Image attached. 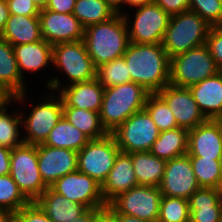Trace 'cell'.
<instances>
[{
    "mask_svg": "<svg viewBox=\"0 0 222 222\" xmlns=\"http://www.w3.org/2000/svg\"><path fill=\"white\" fill-rule=\"evenodd\" d=\"M122 57L131 81L149 93H158L169 84L170 58L162 44L130 42Z\"/></svg>",
    "mask_w": 222,
    "mask_h": 222,
    "instance_id": "1",
    "label": "cell"
},
{
    "mask_svg": "<svg viewBox=\"0 0 222 222\" xmlns=\"http://www.w3.org/2000/svg\"><path fill=\"white\" fill-rule=\"evenodd\" d=\"M127 23L126 15L118 13L84 29L83 42L96 68L123 56L130 43Z\"/></svg>",
    "mask_w": 222,
    "mask_h": 222,
    "instance_id": "2",
    "label": "cell"
},
{
    "mask_svg": "<svg viewBox=\"0 0 222 222\" xmlns=\"http://www.w3.org/2000/svg\"><path fill=\"white\" fill-rule=\"evenodd\" d=\"M150 94L132 81L105 88L99 112L102 126L108 133L113 132L132 114L144 109Z\"/></svg>",
    "mask_w": 222,
    "mask_h": 222,
    "instance_id": "3",
    "label": "cell"
},
{
    "mask_svg": "<svg viewBox=\"0 0 222 222\" xmlns=\"http://www.w3.org/2000/svg\"><path fill=\"white\" fill-rule=\"evenodd\" d=\"M211 25L192 11L171 15L162 46L169 58L206 44Z\"/></svg>",
    "mask_w": 222,
    "mask_h": 222,
    "instance_id": "4",
    "label": "cell"
},
{
    "mask_svg": "<svg viewBox=\"0 0 222 222\" xmlns=\"http://www.w3.org/2000/svg\"><path fill=\"white\" fill-rule=\"evenodd\" d=\"M218 72L207 44H203L170 58L169 84L189 88Z\"/></svg>",
    "mask_w": 222,
    "mask_h": 222,
    "instance_id": "5",
    "label": "cell"
},
{
    "mask_svg": "<svg viewBox=\"0 0 222 222\" xmlns=\"http://www.w3.org/2000/svg\"><path fill=\"white\" fill-rule=\"evenodd\" d=\"M10 176L30 202L36 201L43 194L48 187L40 175L37 145L23 143L12 149Z\"/></svg>",
    "mask_w": 222,
    "mask_h": 222,
    "instance_id": "6",
    "label": "cell"
},
{
    "mask_svg": "<svg viewBox=\"0 0 222 222\" xmlns=\"http://www.w3.org/2000/svg\"><path fill=\"white\" fill-rule=\"evenodd\" d=\"M121 152L150 151L160 131L149 113L143 109L132 114L111 132Z\"/></svg>",
    "mask_w": 222,
    "mask_h": 222,
    "instance_id": "7",
    "label": "cell"
},
{
    "mask_svg": "<svg viewBox=\"0 0 222 222\" xmlns=\"http://www.w3.org/2000/svg\"><path fill=\"white\" fill-rule=\"evenodd\" d=\"M120 152L111 133L103 138L91 139L78 151L77 170L103 184Z\"/></svg>",
    "mask_w": 222,
    "mask_h": 222,
    "instance_id": "8",
    "label": "cell"
},
{
    "mask_svg": "<svg viewBox=\"0 0 222 222\" xmlns=\"http://www.w3.org/2000/svg\"><path fill=\"white\" fill-rule=\"evenodd\" d=\"M161 197L159 187L138 185L119 194L108 206L115 214H127L138 219L157 222Z\"/></svg>",
    "mask_w": 222,
    "mask_h": 222,
    "instance_id": "9",
    "label": "cell"
},
{
    "mask_svg": "<svg viewBox=\"0 0 222 222\" xmlns=\"http://www.w3.org/2000/svg\"><path fill=\"white\" fill-rule=\"evenodd\" d=\"M52 62L65 71L73 83L96 78V67L83 40L53 45Z\"/></svg>",
    "mask_w": 222,
    "mask_h": 222,
    "instance_id": "10",
    "label": "cell"
},
{
    "mask_svg": "<svg viewBox=\"0 0 222 222\" xmlns=\"http://www.w3.org/2000/svg\"><path fill=\"white\" fill-rule=\"evenodd\" d=\"M50 188L69 201L82 204L87 208L107 206L102 196L101 184L78 170L59 178Z\"/></svg>",
    "mask_w": 222,
    "mask_h": 222,
    "instance_id": "11",
    "label": "cell"
},
{
    "mask_svg": "<svg viewBox=\"0 0 222 222\" xmlns=\"http://www.w3.org/2000/svg\"><path fill=\"white\" fill-rule=\"evenodd\" d=\"M132 29L128 30L133 43L162 44L170 15L154 1L139 7Z\"/></svg>",
    "mask_w": 222,
    "mask_h": 222,
    "instance_id": "12",
    "label": "cell"
},
{
    "mask_svg": "<svg viewBox=\"0 0 222 222\" xmlns=\"http://www.w3.org/2000/svg\"><path fill=\"white\" fill-rule=\"evenodd\" d=\"M159 188L163 196L187 200L200 188L187 154L166 161L164 176Z\"/></svg>",
    "mask_w": 222,
    "mask_h": 222,
    "instance_id": "13",
    "label": "cell"
},
{
    "mask_svg": "<svg viewBox=\"0 0 222 222\" xmlns=\"http://www.w3.org/2000/svg\"><path fill=\"white\" fill-rule=\"evenodd\" d=\"M156 94L168 105L180 128L191 130L207 120L189 88L168 84Z\"/></svg>",
    "mask_w": 222,
    "mask_h": 222,
    "instance_id": "14",
    "label": "cell"
},
{
    "mask_svg": "<svg viewBox=\"0 0 222 222\" xmlns=\"http://www.w3.org/2000/svg\"><path fill=\"white\" fill-rule=\"evenodd\" d=\"M38 167L47 187L56 180L77 171L78 152L67 148H54L37 144Z\"/></svg>",
    "mask_w": 222,
    "mask_h": 222,
    "instance_id": "15",
    "label": "cell"
},
{
    "mask_svg": "<svg viewBox=\"0 0 222 222\" xmlns=\"http://www.w3.org/2000/svg\"><path fill=\"white\" fill-rule=\"evenodd\" d=\"M43 39L51 45L83 40L84 28L72 14L42 9L39 13Z\"/></svg>",
    "mask_w": 222,
    "mask_h": 222,
    "instance_id": "16",
    "label": "cell"
},
{
    "mask_svg": "<svg viewBox=\"0 0 222 222\" xmlns=\"http://www.w3.org/2000/svg\"><path fill=\"white\" fill-rule=\"evenodd\" d=\"M189 157L220 159L222 155V119H207L189 130Z\"/></svg>",
    "mask_w": 222,
    "mask_h": 222,
    "instance_id": "17",
    "label": "cell"
},
{
    "mask_svg": "<svg viewBox=\"0 0 222 222\" xmlns=\"http://www.w3.org/2000/svg\"><path fill=\"white\" fill-rule=\"evenodd\" d=\"M62 116L63 102L61 97L59 101L51 100L37 105L29 114L28 119L22 121L28 132L23 142L32 145L44 143Z\"/></svg>",
    "mask_w": 222,
    "mask_h": 222,
    "instance_id": "18",
    "label": "cell"
},
{
    "mask_svg": "<svg viewBox=\"0 0 222 222\" xmlns=\"http://www.w3.org/2000/svg\"><path fill=\"white\" fill-rule=\"evenodd\" d=\"M138 186L131 153L119 152L113 168L101 185L102 196L108 205L115 197Z\"/></svg>",
    "mask_w": 222,
    "mask_h": 222,
    "instance_id": "19",
    "label": "cell"
},
{
    "mask_svg": "<svg viewBox=\"0 0 222 222\" xmlns=\"http://www.w3.org/2000/svg\"><path fill=\"white\" fill-rule=\"evenodd\" d=\"M104 87L94 78L85 82L73 83L61 90L63 107H75L100 112L104 96Z\"/></svg>",
    "mask_w": 222,
    "mask_h": 222,
    "instance_id": "20",
    "label": "cell"
},
{
    "mask_svg": "<svg viewBox=\"0 0 222 222\" xmlns=\"http://www.w3.org/2000/svg\"><path fill=\"white\" fill-rule=\"evenodd\" d=\"M207 119H222V71L189 87Z\"/></svg>",
    "mask_w": 222,
    "mask_h": 222,
    "instance_id": "21",
    "label": "cell"
},
{
    "mask_svg": "<svg viewBox=\"0 0 222 222\" xmlns=\"http://www.w3.org/2000/svg\"><path fill=\"white\" fill-rule=\"evenodd\" d=\"M189 222H222V189L199 188L189 198Z\"/></svg>",
    "mask_w": 222,
    "mask_h": 222,
    "instance_id": "22",
    "label": "cell"
},
{
    "mask_svg": "<svg viewBox=\"0 0 222 222\" xmlns=\"http://www.w3.org/2000/svg\"><path fill=\"white\" fill-rule=\"evenodd\" d=\"M35 202L52 222H73L88 209L82 204L69 201L50 187Z\"/></svg>",
    "mask_w": 222,
    "mask_h": 222,
    "instance_id": "23",
    "label": "cell"
},
{
    "mask_svg": "<svg viewBox=\"0 0 222 222\" xmlns=\"http://www.w3.org/2000/svg\"><path fill=\"white\" fill-rule=\"evenodd\" d=\"M0 36L12 46L43 40L39 16L10 14Z\"/></svg>",
    "mask_w": 222,
    "mask_h": 222,
    "instance_id": "24",
    "label": "cell"
},
{
    "mask_svg": "<svg viewBox=\"0 0 222 222\" xmlns=\"http://www.w3.org/2000/svg\"><path fill=\"white\" fill-rule=\"evenodd\" d=\"M0 86L14 95V99L24 96L23 77L18 69L13 47L0 36Z\"/></svg>",
    "mask_w": 222,
    "mask_h": 222,
    "instance_id": "25",
    "label": "cell"
},
{
    "mask_svg": "<svg viewBox=\"0 0 222 222\" xmlns=\"http://www.w3.org/2000/svg\"><path fill=\"white\" fill-rule=\"evenodd\" d=\"M19 72L22 69L36 71L52 62L53 45L44 39L34 43L12 46Z\"/></svg>",
    "mask_w": 222,
    "mask_h": 222,
    "instance_id": "26",
    "label": "cell"
},
{
    "mask_svg": "<svg viewBox=\"0 0 222 222\" xmlns=\"http://www.w3.org/2000/svg\"><path fill=\"white\" fill-rule=\"evenodd\" d=\"M189 130L174 128L162 131L153 143L150 152L158 158L169 161L188 153Z\"/></svg>",
    "mask_w": 222,
    "mask_h": 222,
    "instance_id": "27",
    "label": "cell"
},
{
    "mask_svg": "<svg viewBox=\"0 0 222 222\" xmlns=\"http://www.w3.org/2000/svg\"><path fill=\"white\" fill-rule=\"evenodd\" d=\"M131 158L138 185L159 187L164 176L166 161L150 151L132 152Z\"/></svg>",
    "mask_w": 222,
    "mask_h": 222,
    "instance_id": "28",
    "label": "cell"
},
{
    "mask_svg": "<svg viewBox=\"0 0 222 222\" xmlns=\"http://www.w3.org/2000/svg\"><path fill=\"white\" fill-rule=\"evenodd\" d=\"M91 139L73 126L64 116L60 118L43 143L54 148L80 151Z\"/></svg>",
    "mask_w": 222,
    "mask_h": 222,
    "instance_id": "29",
    "label": "cell"
},
{
    "mask_svg": "<svg viewBox=\"0 0 222 222\" xmlns=\"http://www.w3.org/2000/svg\"><path fill=\"white\" fill-rule=\"evenodd\" d=\"M63 116L90 139L103 138L108 134L101 124L99 112L63 107Z\"/></svg>",
    "mask_w": 222,
    "mask_h": 222,
    "instance_id": "30",
    "label": "cell"
},
{
    "mask_svg": "<svg viewBox=\"0 0 222 222\" xmlns=\"http://www.w3.org/2000/svg\"><path fill=\"white\" fill-rule=\"evenodd\" d=\"M72 14L85 29L88 26L106 22L117 13L105 0H76Z\"/></svg>",
    "mask_w": 222,
    "mask_h": 222,
    "instance_id": "31",
    "label": "cell"
},
{
    "mask_svg": "<svg viewBox=\"0 0 222 222\" xmlns=\"http://www.w3.org/2000/svg\"><path fill=\"white\" fill-rule=\"evenodd\" d=\"M190 161L200 188L222 189L220 159L190 157Z\"/></svg>",
    "mask_w": 222,
    "mask_h": 222,
    "instance_id": "32",
    "label": "cell"
},
{
    "mask_svg": "<svg viewBox=\"0 0 222 222\" xmlns=\"http://www.w3.org/2000/svg\"><path fill=\"white\" fill-rule=\"evenodd\" d=\"M96 78L104 88L131 82V75L123 57L97 67Z\"/></svg>",
    "mask_w": 222,
    "mask_h": 222,
    "instance_id": "33",
    "label": "cell"
},
{
    "mask_svg": "<svg viewBox=\"0 0 222 222\" xmlns=\"http://www.w3.org/2000/svg\"><path fill=\"white\" fill-rule=\"evenodd\" d=\"M189 200L177 197H161L159 218L157 222H189Z\"/></svg>",
    "mask_w": 222,
    "mask_h": 222,
    "instance_id": "34",
    "label": "cell"
},
{
    "mask_svg": "<svg viewBox=\"0 0 222 222\" xmlns=\"http://www.w3.org/2000/svg\"><path fill=\"white\" fill-rule=\"evenodd\" d=\"M144 109L160 132L179 127L168 105L156 93L148 96Z\"/></svg>",
    "mask_w": 222,
    "mask_h": 222,
    "instance_id": "35",
    "label": "cell"
},
{
    "mask_svg": "<svg viewBox=\"0 0 222 222\" xmlns=\"http://www.w3.org/2000/svg\"><path fill=\"white\" fill-rule=\"evenodd\" d=\"M29 202L10 174L0 176V210L17 212Z\"/></svg>",
    "mask_w": 222,
    "mask_h": 222,
    "instance_id": "36",
    "label": "cell"
},
{
    "mask_svg": "<svg viewBox=\"0 0 222 222\" xmlns=\"http://www.w3.org/2000/svg\"><path fill=\"white\" fill-rule=\"evenodd\" d=\"M22 116L11 117L6 111L0 113V146L13 149L22 145L23 139L17 140L19 137L18 124L22 122Z\"/></svg>",
    "mask_w": 222,
    "mask_h": 222,
    "instance_id": "37",
    "label": "cell"
},
{
    "mask_svg": "<svg viewBox=\"0 0 222 222\" xmlns=\"http://www.w3.org/2000/svg\"><path fill=\"white\" fill-rule=\"evenodd\" d=\"M190 11L197 13L212 27L222 26V0H190Z\"/></svg>",
    "mask_w": 222,
    "mask_h": 222,
    "instance_id": "38",
    "label": "cell"
},
{
    "mask_svg": "<svg viewBox=\"0 0 222 222\" xmlns=\"http://www.w3.org/2000/svg\"><path fill=\"white\" fill-rule=\"evenodd\" d=\"M15 222H52L35 202H29L19 211L15 212Z\"/></svg>",
    "mask_w": 222,
    "mask_h": 222,
    "instance_id": "39",
    "label": "cell"
},
{
    "mask_svg": "<svg viewBox=\"0 0 222 222\" xmlns=\"http://www.w3.org/2000/svg\"><path fill=\"white\" fill-rule=\"evenodd\" d=\"M206 44L219 71H222V26L211 27Z\"/></svg>",
    "mask_w": 222,
    "mask_h": 222,
    "instance_id": "40",
    "label": "cell"
},
{
    "mask_svg": "<svg viewBox=\"0 0 222 222\" xmlns=\"http://www.w3.org/2000/svg\"><path fill=\"white\" fill-rule=\"evenodd\" d=\"M9 14L23 16H39L40 9L32 0H6Z\"/></svg>",
    "mask_w": 222,
    "mask_h": 222,
    "instance_id": "41",
    "label": "cell"
},
{
    "mask_svg": "<svg viewBox=\"0 0 222 222\" xmlns=\"http://www.w3.org/2000/svg\"><path fill=\"white\" fill-rule=\"evenodd\" d=\"M170 16L190 10V0H153Z\"/></svg>",
    "mask_w": 222,
    "mask_h": 222,
    "instance_id": "42",
    "label": "cell"
},
{
    "mask_svg": "<svg viewBox=\"0 0 222 222\" xmlns=\"http://www.w3.org/2000/svg\"><path fill=\"white\" fill-rule=\"evenodd\" d=\"M76 0H49L45 9L57 13H73Z\"/></svg>",
    "mask_w": 222,
    "mask_h": 222,
    "instance_id": "43",
    "label": "cell"
},
{
    "mask_svg": "<svg viewBox=\"0 0 222 222\" xmlns=\"http://www.w3.org/2000/svg\"><path fill=\"white\" fill-rule=\"evenodd\" d=\"M12 149L0 146V176L10 174V156Z\"/></svg>",
    "mask_w": 222,
    "mask_h": 222,
    "instance_id": "44",
    "label": "cell"
},
{
    "mask_svg": "<svg viewBox=\"0 0 222 222\" xmlns=\"http://www.w3.org/2000/svg\"><path fill=\"white\" fill-rule=\"evenodd\" d=\"M91 222H116L115 212L107 205L93 216Z\"/></svg>",
    "mask_w": 222,
    "mask_h": 222,
    "instance_id": "45",
    "label": "cell"
},
{
    "mask_svg": "<svg viewBox=\"0 0 222 222\" xmlns=\"http://www.w3.org/2000/svg\"><path fill=\"white\" fill-rule=\"evenodd\" d=\"M9 15L7 1L0 0V35L5 28Z\"/></svg>",
    "mask_w": 222,
    "mask_h": 222,
    "instance_id": "46",
    "label": "cell"
},
{
    "mask_svg": "<svg viewBox=\"0 0 222 222\" xmlns=\"http://www.w3.org/2000/svg\"><path fill=\"white\" fill-rule=\"evenodd\" d=\"M14 95L10 93L6 88L0 86V113L6 109L5 104H8Z\"/></svg>",
    "mask_w": 222,
    "mask_h": 222,
    "instance_id": "47",
    "label": "cell"
},
{
    "mask_svg": "<svg viewBox=\"0 0 222 222\" xmlns=\"http://www.w3.org/2000/svg\"><path fill=\"white\" fill-rule=\"evenodd\" d=\"M101 208H88L80 217H78L73 222H91L93 216L100 210Z\"/></svg>",
    "mask_w": 222,
    "mask_h": 222,
    "instance_id": "48",
    "label": "cell"
},
{
    "mask_svg": "<svg viewBox=\"0 0 222 222\" xmlns=\"http://www.w3.org/2000/svg\"><path fill=\"white\" fill-rule=\"evenodd\" d=\"M116 222H150L127 214H115Z\"/></svg>",
    "mask_w": 222,
    "mask_h": 222,
    "instance_id": "49",
    "label": "cell"
},
{
    "mask_svg": "<svg viewBox=\"0 0 222 222\" xmlns=\"http://www.w3.org/2000/svg\"><path fill=\"white\" fill-rule=\"evenodd\" d=\"M0 222H15V212L0 210Z\"/></svg>",
    "mask_w": 222,
    "mask_h": 222,
    "instance_id": "50",
    "label": "cell"
},
{
    "mask_svg": "<svg viewBox=\"0 0 222 222\" xmlns=\"http://www.w3.org/2000/svg\"><path fill=\"white\" fill-rule=\"evenodd\" d=\"M106 3L118 14L119 12V8L118 6L120 5V3L126 4V0H105Z\"/></svg>",
    "mask_w": 222,
    "mask_h": 222,
    "instance_id": "51",
    "label": "cell"
},
{
    "mask_svg": "<svg viewBox=\"0 0 222 222\" xmlns=\"http://www.w3.org/2000/svg\"><path fill=\"white\" fill-rule=\"evenodd\" d=\"M153 0H126V3L131 6L141 7L143 5L151 3Z\"/></svg>",
    "mask_w": 222,
    "mask_h": 222,
    "instance_id": "52",
    "label": "cell"
},
{
    "mask_svg": "<svg viewBox=\"0 0 222 222\" xmlns=\"http://www.w3.org/2000/svg\"><path fill=\"white\" fill-rule=\"evenodd\" d=\"M32 1L40 10L44 9L49 2V0H32Z\"/></svg>",
    "mask_w": 222,
    "mask_h": 222,
    "instance_id": "53",
    "label": "cell"
},
{
    "mask_svg": "<svg viewBox=\"0 0 222 222\" xmlns=\"http://www.w3.org/2000/svg\"><path fill=\"white\" fill-rule=\"evenodd\" d=\"M220 165H221V172H222V155H221V158H220Z\"/></svg>",
    "mask_w": 222,
    "mask_h": 222,
    "instance_id": "54",
    "label": "cell"
}]
</instances>
